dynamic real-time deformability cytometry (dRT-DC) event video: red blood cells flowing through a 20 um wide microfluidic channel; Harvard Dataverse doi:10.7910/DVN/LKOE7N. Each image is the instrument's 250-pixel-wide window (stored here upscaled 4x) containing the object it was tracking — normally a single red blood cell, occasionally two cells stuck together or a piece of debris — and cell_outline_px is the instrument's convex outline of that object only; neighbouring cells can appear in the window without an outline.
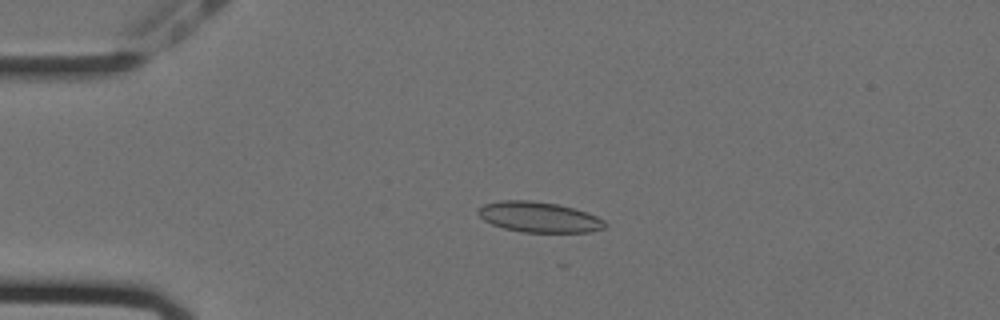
{"species": "Egyptian fruit bat (a non-hibernating species)", "species_latin": "Rousettus aegyptiacus", "temperature_condition": "cold", "stored_images_in_passage": 23, "camera_frame_rate_fps": 3000, "um_per_image_px": 0.085, "animal": {"sex": "female"}, "frame": {"image": 1, "passage_image": 11, "time_ms": 3.333, "image_size_px": [1000, 320], "cell_outline_px": [[608, 224], [604, 228], [588, 232], [524, 232], [504, 228], [492, 224], [484, 220], [476, 212], [484, 204], [500, 200], [532, 200], [556, 204], [588, 212], [604, 220]], "centroid_in_image_um": [45.82, 18.45], "position_along_channel_um": 39.2, "area_um2": 22.43}}
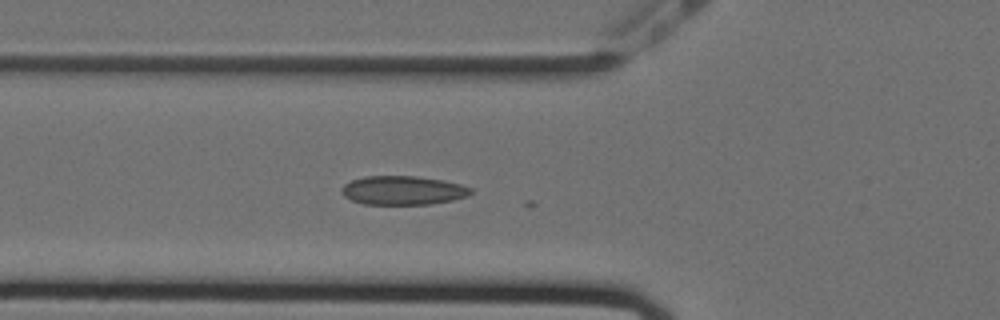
{"frame": {"image": 2, "passage_image": 18, "time_ms": 5.667, "image_size_px": [1000, 320], "cell_outline_px": [[472, 192], [468, 196], [452, 200], [432, 204], [364, 204], [352, 200], [344, 196], [340, 188], [344, 184], [352, 180], [364, 176], [416, 176], [444, 180], [460, 184], [472, 188]], "centroid_in_image_um": [34.25, 16.18], "position_along_channel_um": 91.5, "area_um2": 21.79}}
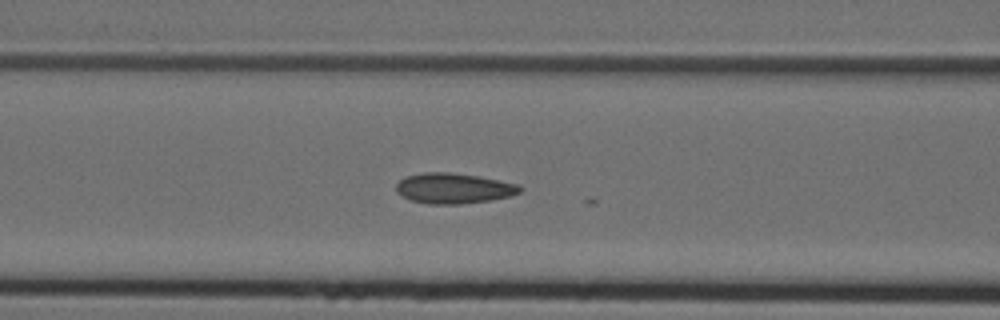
{"frame": {"image": 3, "passage_image": 21, "time_ms": 6.667, "image_size_px": [1000, 320], "cell_outline_px": [[524, 188], [520, 192], [512, 196], [492, 200], [460, 204], [428, 204], [412, 200], [400, 196], [396, 192], [396, 184], [404, 176], [424, 172], [452, 172], [500, 180], [520, 184]], "centroid_in_image_um": [38.57, 16.0], "position_along_channel_um": 128.0, "area_um2": 22.25}}